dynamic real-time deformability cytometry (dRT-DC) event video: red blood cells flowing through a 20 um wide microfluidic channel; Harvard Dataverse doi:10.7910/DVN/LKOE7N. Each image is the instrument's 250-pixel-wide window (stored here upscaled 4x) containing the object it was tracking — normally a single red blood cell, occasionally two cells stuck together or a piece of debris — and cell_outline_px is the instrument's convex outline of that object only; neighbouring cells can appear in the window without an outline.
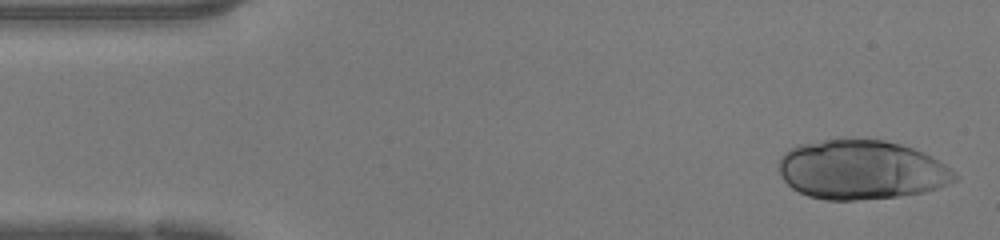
{"species": "human", "species_latin": "Homo sapiens", "temperature_condition": "warm", "stored_images_in_passage": 45, "camera_frame_rate_fps": 3000, "um_per_image_px": 0.085, "donor": {"sex": "female"}, "frame": {"image": 1, "passage_image": 1, "time_ms": 0.0, "image_size_px": [1000, 240], "cell_outline_px": [[960, 176], [956, 180], [948, 184], [924, 192], [900, 196], [856, 200], [824, 200], [808, 196], [792, 188], [780, 176], [776, 164], [780, 156], [788, 148], [796, 144], [820, 140], [884, 140], [900, 144], [924, 152], [940, 160], [956, 172]], "centroid_in_image_um": [73.19, 14.43], "position_along_channel_um": 11.8, "area_um2": 61.33}}